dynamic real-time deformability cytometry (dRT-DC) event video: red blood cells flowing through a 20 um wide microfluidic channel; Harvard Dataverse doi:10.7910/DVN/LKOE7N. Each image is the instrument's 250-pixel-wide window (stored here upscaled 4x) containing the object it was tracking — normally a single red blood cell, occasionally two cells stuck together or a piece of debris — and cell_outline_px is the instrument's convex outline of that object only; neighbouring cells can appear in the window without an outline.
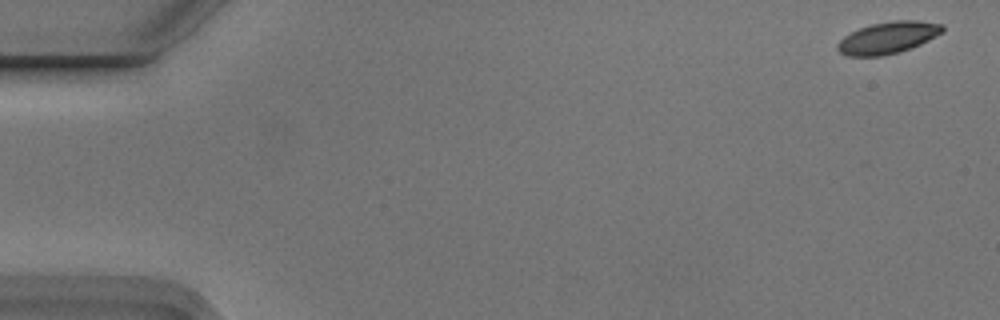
{"species": "Egyptian fruit bat (a non-hibernating species)", "species_latin": "Rousettus aegyptiacus", "temperature_condition": "cold", "stored_images_in_passage": 5, "camera_frame_rate_fps": 3000, "um_per_image_px": 0.085, "animal": {"sex": "male"}, "frame": {"image": 1, "passage_image": 1, "time_ms": 0.0, "image_size_px": [1000, 320], "cell_outline_px": [[944, 32], [920, 44], [900, 52], [884, 56], [848, 56], [840, 52], [836, 48], [836, 44], [844, 36], [860, 28], [872, 24], [892, 20], [916, 20], [944, 24]], "centroid_in_image_um": [75.49, 3.2], "position_along_channel_um": 9.5, "area_um2": 19.54}}
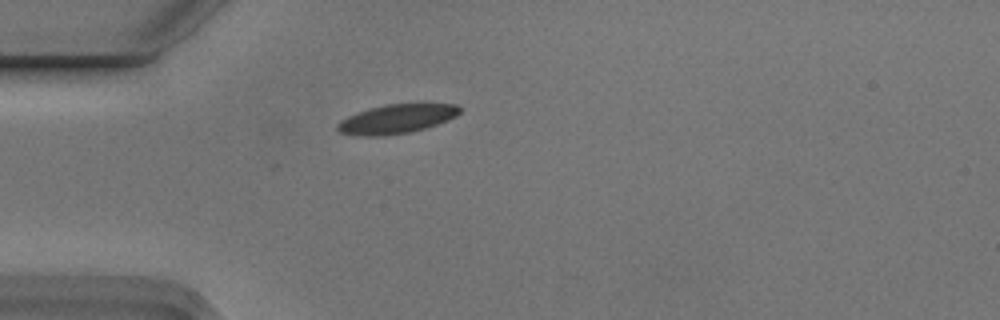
{"frame": {"image": 2, "passage_image": 5, "time_ms": 1.333, "image_size_px": [1000, 320], "cell_outline_px": [[460, 112], [456, 116], [448, 120], [424, 128], [408, 132], [380, 136], [360, 136], [340, 132], [336, 128], [336, 124], [340, 120], [348, 116], [384, 104], [456, 104], [460, 108]], "centroid_in_image_um": [33.69, 10.11], "position_along_channel_um": 51.3, "area_um2": 20.4}}